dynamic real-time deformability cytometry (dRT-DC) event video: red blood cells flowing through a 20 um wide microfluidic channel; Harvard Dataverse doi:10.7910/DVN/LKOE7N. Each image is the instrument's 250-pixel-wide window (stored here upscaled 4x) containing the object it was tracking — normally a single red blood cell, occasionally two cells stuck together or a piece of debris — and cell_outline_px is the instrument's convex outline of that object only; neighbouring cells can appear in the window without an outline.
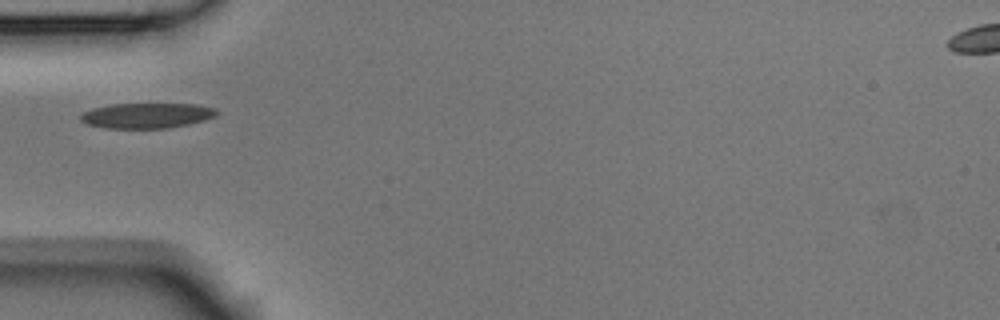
{"species": "Egyptian fruit bat (a non-hibernating species)", "species_latin": "Rousettus aegyptiacus", "temperature_condition": "room temperature", "stored_images_in_passage": 1, "camera_frame_rate_fps": 3000, "um_per_image_px": 0.085, "animal": {"sex": "male"}, "frame": {"image": 1, "passage_image": 1, "time_ms": 0.0, "image_size_px": [1000, 320], "cell_outline_px": [[220, 112], [216, 116], [204, 120], [188, 124], [168, 128], [104, 128], [88, 124], [80, 120], [80, 112], [92, 108], [112, 104], [196, 104], [216, 108]], "centroid_in_image_um": [12.47, 9.82], "position_along_channel_um": 72.5, "area_um2": 20.17}}